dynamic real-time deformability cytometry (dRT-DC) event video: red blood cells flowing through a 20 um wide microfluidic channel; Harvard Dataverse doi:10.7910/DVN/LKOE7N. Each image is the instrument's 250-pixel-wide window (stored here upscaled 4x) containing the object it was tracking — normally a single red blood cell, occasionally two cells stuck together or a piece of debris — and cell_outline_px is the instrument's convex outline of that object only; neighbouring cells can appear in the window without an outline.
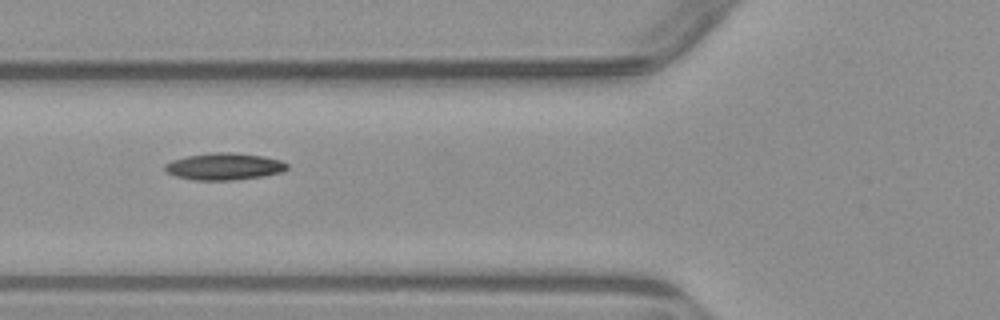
{"species": "common noctule bat (a hibernating species)", "species_latin": "Nyctalus noctula", "temperature_condition": "warm", "stored_images_in_passage": 7, "camera_frame_rate_fps": 3000, "um_per_image_px": 0.085, "animal": {"sex": "male", "body_mass_g": 23.1, "forearm_length_mm": 52.7}, "frame": {"image": 1, "passage_image": 6, "time_ms": 6.0, "image_size_px": [1000, 320], "cell_outline_px": [[288, 168], [284, 172], [264, 176], [232, 180], [192, 180], [176, 176], [168, 172], [164, 168], [164, 164], [172, 160], [188, 156], [212, 152], [232, 152], [264, 156], [280, 160], [288, 164]], "centroid_in_image_um": [19.09, 14.15], "position_along_channel_um": 106.7, "area_um2": 19.25}}
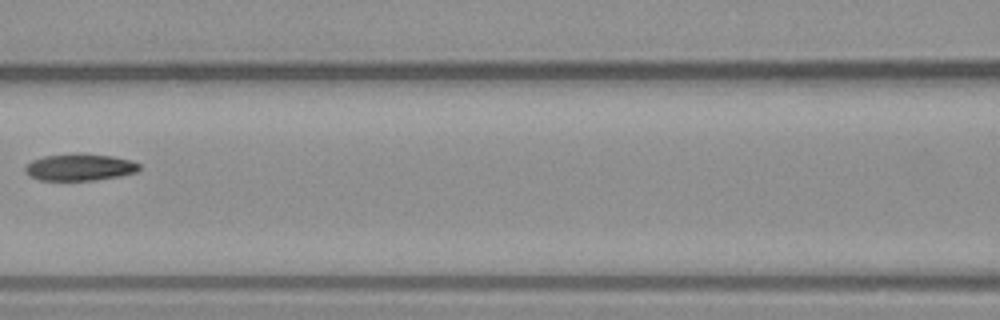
{"frame": {"image": 2, "passage_image": 7, "time_ms": 7.333, "image_size_px": [1000, 320], "cell_outline_px": [[140, 168], [136, 172], [120, 176], [92, 180], [40, 180], [28, 176], [24, 172], [24, 168], [32, 160], [44, 156], [76, 152], [80, 152], [112, 156], [128, 160], [140, 164]], "centroid_in_image_um": [6.74, 14.2], "position_along_channel_um": 159.9, "area_um2": 18.03}}